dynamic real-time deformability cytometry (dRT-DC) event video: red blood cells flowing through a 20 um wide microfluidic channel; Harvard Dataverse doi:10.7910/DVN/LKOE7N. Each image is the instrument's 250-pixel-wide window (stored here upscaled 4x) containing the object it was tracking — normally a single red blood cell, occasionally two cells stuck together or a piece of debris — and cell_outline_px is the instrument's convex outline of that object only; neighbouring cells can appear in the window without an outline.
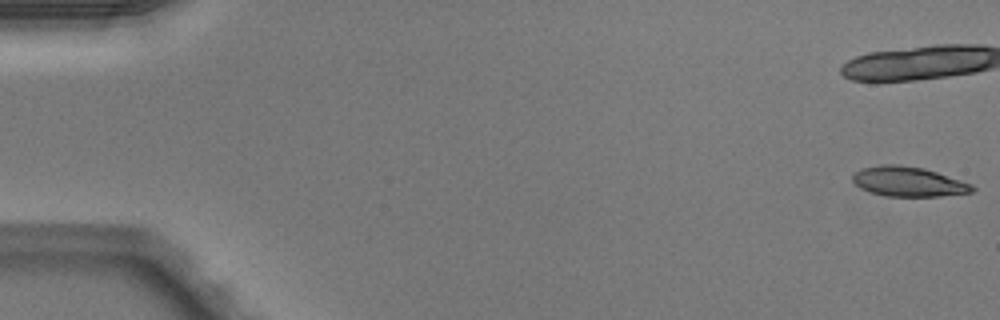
{"species": "Egyptian fruit bat (a non-hibernating species)", "species_latin": "Rousettus aegyptiacus", "temperature_condition": "warm", "stored_images_in_passage": 14, "camera_frame_rate_fps": 3000, "um_per_image_px": 0.085, "animal": {"sex": "male"}, "frame": {"image": 1, "passage_image": 1, "time_ms": 0.0, "image_size_px": [1000, 320], "cell_outline_px": [[976, 188], [972, 192], [940, 196], [888, 196], [872, 192], [860, 188], [852, 180], [852, 172], [860, 168], [884, 164], [892, 164], [924, 168], [972, 184]], "centroid_in_image_um": [77.18, 15.43], "position_along_channel_um": 7.8, "area_um2": 20.63}}